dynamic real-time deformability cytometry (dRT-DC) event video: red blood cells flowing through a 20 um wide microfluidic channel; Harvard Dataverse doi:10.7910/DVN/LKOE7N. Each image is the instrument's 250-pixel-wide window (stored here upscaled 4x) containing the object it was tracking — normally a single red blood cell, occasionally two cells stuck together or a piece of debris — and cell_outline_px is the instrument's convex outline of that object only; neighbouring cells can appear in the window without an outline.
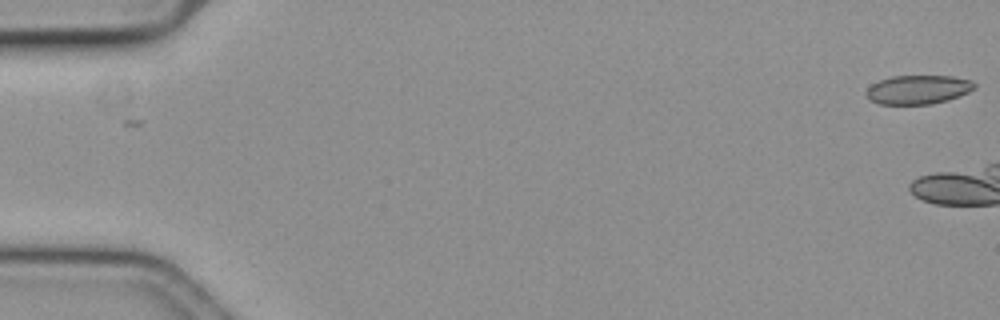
{"species": "common noctule bat (a hibernating species)", "species_latin": "Nyctalus noctula", "temperature_condition": "cold", "stored_images_in_passage": 8, "camera_frame_rate_fps": 3000, "um_per_image_px": 0.085, "animal": {"sex": "female", "body_mass_g": 19.3, "forearm_length_mm": 54.1}, "frame": {"image": 1, "passage_image": 1, "time_ms": 0.0, "image_size_px": [1000, 320], "cell_outline_px": [[976, 88], [960, 96], [948, 100], [932, 104], [880, 104], [868, 100], [868, 88], [872, 84], [880, 80], [892, 76], [952, 76], [972, 80], [976, 84]], "centroid_in_image_um": [78.08, 7.62], "position_along_channel_um": 6.9, "area_um2": 18.26}}